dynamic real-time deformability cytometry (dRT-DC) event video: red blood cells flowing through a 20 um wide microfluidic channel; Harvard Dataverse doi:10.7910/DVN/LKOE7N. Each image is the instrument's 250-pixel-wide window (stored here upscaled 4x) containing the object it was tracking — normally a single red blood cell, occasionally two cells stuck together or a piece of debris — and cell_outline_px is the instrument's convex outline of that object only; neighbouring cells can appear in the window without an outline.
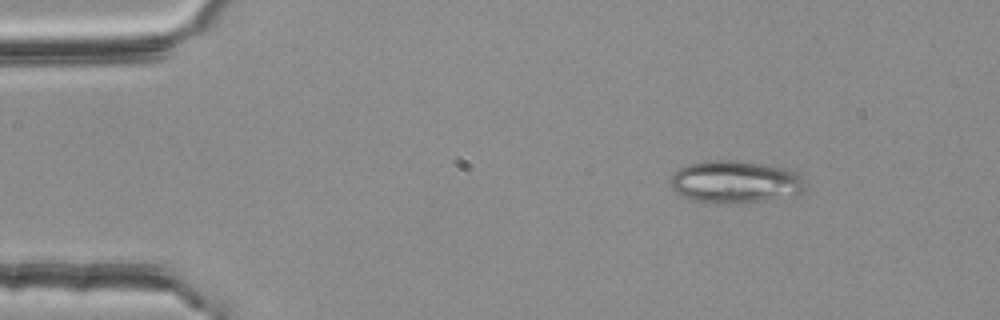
{"species": "common noctule bat (a hibernating species)", "species_latin": "Nyctalus noctula", "temperature_condition": "room temperature", "stored_images_in_passage": 4, "camera_frame_rate_fps": 3000, "um_per_image_px": 0.085, "animal": {"sex": "female", "body_mass_g": 25.1}, "frame": {"image": 1, "passage_image": 1, "time_ms": 0.0, "image_size_px": [1000, 320], "cell_outline_px": [[804, 188], [800, 192], [764, 200], [724, 204], [716, 204], [692, 200], [676, 192], [672, 188], [668, 180], [672, 172], [688, 164], [708, 160], [732, 160], [788, 168], [796, 172], [804, 180]], "centroid_in_image_um": [62.4, 15.45], "position_along_channel_um": 22.6, "area_um2": 33.12}}
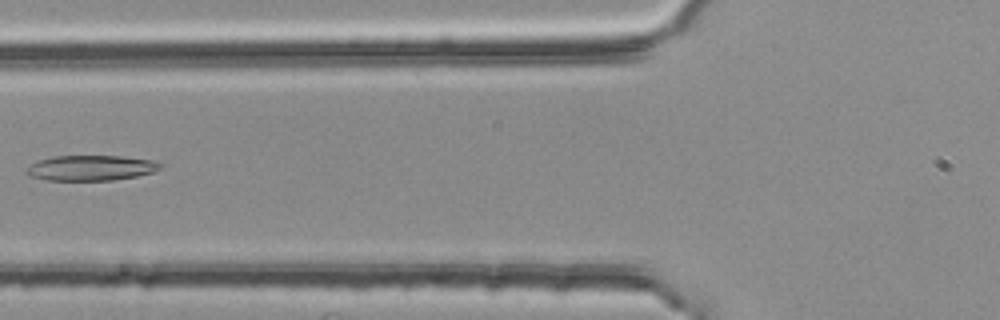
{"frame": {"image": 2, "passage_image": 4, "time_ms": 1.0, "image_size_px": [1000, 320], "cell_outline_px": [[164, 164], [160, 168], [152, 172], [136, 176], [112, 180], [48, 180], [28, 176], [24, 172], [36, 160], [52, 156], [124, 156], [152, 160]], "centroid_in_image_um": [7.71, 14.26], "position_along_channel_um": 118.1, "area_um2": 19.77}}